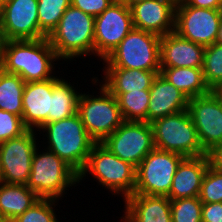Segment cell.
Wrapping results in <instances>:
<instances>
[{"label": "cell", "instance_id": "9", "mask_svg": "<svg viewBox=\"0 0 222 222\" xmlns=\"http://www.w3.org/2000/svg\"><path fill=\"white\" fill-rule=\"evenodd\" d=\"M184 158L180 154L154 148L136 168L134 194L167 196Z\"/></svg>", "mask_w": 222, "mask_h": 222}, {"label": "cell", "instance_id": "47", "mask_svg": "<svg viewBox=\"0 0 222 222\" xmlns=\"http://www.w3.org/2000/svg\"><path fill=\"white\" fill-rule=\"evenodd\" d=\"M219 11H220L221 19H222V2H221V4H220V9H219Z\"/></svg>", "mask_w": 222, "mask_h": 222}, {"label": "cell", "instance_id": "32", "mask_svg": "<svg viewBox=\"0 0 222 222\" xmlns=\"http://www.w3.org/2000/svg\"><path fill=\"white\" fill-rule=\"evenodd\" d=\"M55 200L40 198L12 222H59L52 207Z\"/></svg>", "mask_w": 222, "mask_h": 222}, {"label": "cell", "instance_id": "38", "mask_svg": "<svg viewBox=\"0 0 222 222\" xmlns=\"http://www.w3.org/2000/svg\"><path fill=\"white\" fill-rule=\"evenodd\" d=\"M215 43H218V44L222 45V19H221L220 24H219L218 34H217Z\"/></svg>", "mask_w": 222, "mask_h": 222}, {"label": "cell", "instance_id": "35", "mask_svg": "<svg viewBox=\"0 0 222 222\" xmlns=\"http://www.w3.org/2000/svg\"><path fill=\"white\" fill-rule=\"evenodd\" d=\"M202 222H222V202L202 204Z\"/></svg>", "mask_w": 222, "mask_h": 222}, {"label": "cell", "instance_id": "30", "mask_svg": "<svg viewBox=\"0 0 222 222\" xmlns=\"http://www.w3.org/2000/svg\"><path fill=\"white\" fill-rule=\"evenodd\" d=\"M202 204L198 196L170 200L172 222H202Z\"/></svg>", "mask_w": 222, "mask_h": 222}, {"label": "cell", "instance_id": "18", "mask_svg": "<svg viewBox=\"0 0 222 222\" xmlns=\"http://www.w3.org/2000/svg\"><path fill=\"white\" fill-rule=\"evenodd\" d=\"M53 90V78L45 81L27 82L22 97V122L27 129H40L49 123V111Z\"/></svg>", "mask_w": 222, "mask_h": 222}, {"label": "cell", "instance_id": "8", "mask_svg": "<svg viewBox=\"0 0 222 222\" xmlns=\"http://www.w3.org/2000/svg\"><path fill=\"white\" fill-rule=\"evenodd\" d=\"M100 87L98 97L81 93L77 109L85 130L96 143L103 142L124 121L117 98L103 85Z\"/></svg>", "mask_w": 222, "mask_h": 222}, {"label": "cell", "instance_id": "27", "mask_svg": "<svg viewBox=\"0 0 222 222\" xmlns=\"http://www.w3.org/2000/svg\"><path fill=\"white\" fill-rule=\"evenodd\" d=\"M149 98V90L122 93L117 100L123 120L147 122Z\"/></svg>", "mask_w": 222, "mask_h": 222}, {"label": "cell", "instance_id": "39", "mask_svg": "<svg viewBox=\"0 0 222 222\" xmlns=\"http://www.w3.org/2000/svg\"><path fill=\"white\" fill-rule=\"evenodd\" d=\"M222 100V82L212 90Z\"/></svg>", "mask_w": 222, "mask_h": 222}, {"label": "cell", "instance_id": "42", "mask_svg": "<svg viewBox=\"0 0 222 222\" xmlns=\"http://www.w3.org/2000/svg\"><path fill=\"white\" fill-rule=\"evenodd\" d=\"M12 0H0V8H2L5 4L9 3Z\"/></svg>", "mask_w": 222, "mask_h": 222}, {"label": "cell", "instance_id": "7", "mask_svg": "<svg viewBox=\"0 0 222 222\" xmlns=\"http://www.w3.org/2000/svg\"><path fill=\"white\" fill-rule=\"evenodd\" d=\"M38 153L36 148L27 186L40 198L56 199L67 187L79 183V174L54 152Z\"/></svg>", "mask_w": 222, "mask_h": 222}, {"label": "cell", "instance_id": "33", "mask_svg": "<svg viewBox=\"0 0 222 222\" xmlns=\"http://www.w3.org/2000/svg\"><path fill=\"white\" fill-rule=\"evenodd\" d=\"M26 130L20 116L0 109V143L18 137Z\"/></svg>", "mask_w": 222, "mask_h": 222}, {"label": "cell", "instance_id": "34", "mask_svg": "<svg viewBox=\"0 0 222 222\" xmlns=\"http://www.w3.org/2000/svg\"><path fill=\"white\" fill-rule=\"evenodd\" d=\"M113 3L112 0H71V6L93 17L102 14Z\"/></svg>", "mask_w": 222, "mask_h": 222}, {"label": "cell", "instance_id": "22", "mask_svg": "<svg viewBox=\"0 0 222 222\" xmlns=\"http://www.w3.org/2000/svg\"><path fill=\"white\" fill-rule=\"evenodd\" d=\"M105 80L102 84L112 95L118 98L122 93L149 90L160 71L139 69L104 68ZM106 78V79H105Z\"/></svg>", "mask_w": 222, "mask_h": 222}, {"label": "cell", "instance_id": "19", "mask_svg": "<svg viewBox=\"0 0 222 222\" xmlns=\"http://www.w3.org/2000/svg\"><path fill=\"white\" fill-rule=\"evenodd\" d=\"M149 93L147 123L187 110L189 98L161 74L154 78Z\"/></svg>", "mask_w": 222, "mask_h": 222}, {"label": "cell", "instance_id": "13", "mask_svg": "<svg viewBox=\"0 0 222 222\" xmlns=\"http://www.w3.org/2000/svg\"><path fill=\"white\" fill-rule=\"evenodd\" d=\"M220 11L188 6L180 3L175 8V29L180 37L206 46L216 42Z\"/></svg>", "mask_w": 222, "mask_h": 222}, {"label": "cell", "instance_id": "16", "mask_svg": "<svg viewBox=\"0 0 222 222\" xmlns=\"http://www.w3.org/2000/svg\"><path fill=\"white\" fill-rule=\"evenodd\" d=\"M176 5L170 0H144L130 7L136 29L164 36L174 32Z\"/></svg>", "mask_w": 222, "mask_h": 222}, {"label": "cell", "instance_id": "17", "mask_svg": "<svg viewBox=\"0 0 222 222\" xmlns=\"http://www.w3.org/2000/svg\"><path fill=\"white\" fill-rule=\"evenodd\" d=\"M206 47L180 37L176 32L161 36L160 66L173 67H203Z\"/></svg>", "mask_w": 222, "mask_h": 222}, {"label": "cell", "instance_id": "43", "mask_svg": "<svg viewBox=\"0 0 222 222\" xmlns=\"http://www.w3.org/2000/svg\"><path fill=\"white\" fill-rule=\"evenodd\" d=\"M172 1L175 5L183 3L185 0H170Z\"/></svg>", "mask_w": 222, "mask_h": 222}, {"label": "cell", "instance_id": "40", "mask_svg": "<svg viewBox=\"0 0 222 222\" xmlns=\"http://www.w3.org/2000/svg\"><path fill=\"white\" fill-rule=\"evenodd\" d=\"M144 0H126L124 3L128 6L131 7L132 5H134L135 3L141 2Z\"/></svg>", "mask_w": 222, "mask_h": 222}, {"label": "cell", "instance_id": "46", "mask_svg": "<svg viewBox=\"0 0 222 222\" xmlns=\"http://www.w3.org/2000/svg\"><path fill=\"white\" fill-rule=\"evenodd\" d=\"M113 2L124 3L126 0H112Z\"/></svg>", "mask_w": 222, "mask_h": 222}, {"label": "cell", "instance_id": "21", "mask_svg": "<svg viewBox=\"0 0 222 222\" xmlns=\"http://www.w3.org/2000/svg\"><path fill=\"white\" fill-rule=\"evenodd\" d=\"M124 222H172L167 196L133 194L125 199Z\"/></svg>", "mask_w": 222, "mask_h": 222}, {"label": "cell", "instance_id": "28", "mask_svg": "<svg viewBox=\"0 0 222 222\" xmlns=\"http://www.w3.org/2000/svg\"><path fill=\"white\" fill-rule=\"evenodd\" d=\"M71 0H38L40 31L48 37L57 27Z\"/></svg>", "mask_w": 222, "mask_h": 222}, {"label": "cell", "instance_id": "45", "mask_svg": "<svg viewBox=\"0 0 222 222\" xmlns=\"http://www.w3.org/2000/svg\"><path fill=\"white\" fill-rule=\"evenodd\" d=\"M2 170H1V163H0V184L2 183Z\"/></svg>", "mask_w": 222, "mask_h": 222}, {"label": "cell", "instance_id": "11", "mask_svg": "<svg viewBox=\"0 0 222 222\" xmlns=\"http://www.w3.org/2000/svg\"><path fill=\"white\" fill-rule=\"evenodd\" d=\"M133 28L130 7L114 2L95 17L94 54L104 60Z\"/></svg>", "mask_w": 222, "mask_h": 222}, {"label": "cell", "instance_id": "4", "mask_svg": "<svg viewBox=\"0 0 222 222\" xmlns=\"http://www.w3.org/2000/svg\"><path fill=\"white\" fill-rule=\"evenodd\" d=\"M87 172L96 178L100 185L110 189L113 194H120L124 200L134 194L136 168L114 155L102 143H96L88 156L84 169L79 174V182Z\"/></svg>", "mask_w": 222, "mask_h": 222}, {"label": "cell", "instance_id": "6", "mask_svg": "<svg viewBox=\"0 0 222 222\" xmlns=\"http://www.w3.org/2000/svg\"><path fill=\"white\" fill-rule=\"evenodd\" d=\"M160 39L157 34L133 28L103 60L105 68L160 71Z\"/></svg>", "mask_w": 222, "mask_h": 222}, {"label": "cell", "instance_id": "12", "mask_svg": "<svg viewBox=\"0 0 222 222\" xmlns=\"http://www.w3.org/2000/svg\"><path fill=\"white\" fill-rule=\"evenodd\" d=\"M34 129L0 143L2 181L26 185L31 173L33 154L37 148Z\"/></svg>", "mask_w": 222, "mask_h": 222}, {"label": "cell", "instance_id": "36", "mask_svg": "<svg viewBox=\"0 0 222 222\" xmlns=\"http://www.w3.org/2000/svg\"><path fill=\"white\" fill-rule=\"evenodd\" d=\"M188 6L206 8V9H220L221 2L219 0H185Z\"/></svg>", "mask_w": 222, "mask_h": 222}, {"label": "cell", "instance_id": "24", "mask_svg": "<svg viewBox=\"0 0 222 222\" xmlns=\"http://www.w3.org/2000/svg\"><path fill=\"white\" fill-rule=\"evenodd\" d=\"M160 74L189 99L212 91L205 82L202 67L160 68Z\"/></svg>", "mask_w": 222, "mask_h": 222}, {"label": "cell", "instance_id": "15", "mask_svg": "<svg viewBox=\"0 0 222 222\" xmlns=\"http://www.w3.org/2000/svg\"><path fill=\"white\" fill-rule=\"evenodd\" d=\"M187 110L203 150L208 154L222 144V100L213 92L189 99Z\"/></svg>", "mask_w": 222, "mask_h": 222}, {"label": "cell", "instance_id": "29", "mask_svg": "<svg viewBox=\"0 0 222 222\" xmlns=\"http://www.w3.org/2000/svg\"><path fill=\"white\" fill-rule=\"evenodd\" d=\"M206 84L211 90L222 82V45L213 43L206 46L202 67Z\"/></svg>", "mask_w": 222, "mask_h": 222}, {"label": "cell", "instance_id": "2", "mask_svg": "<svg viewBox=\"0 0 222 222\" xmlns=\"http://www.w3.org/2000/svg\"><path fill=\"white\" fill-rule=\"evenodd\" d=\"M40 129L47 131V149L80 174L96 141L85 130L79 114L46 123Z\"/></svg>", "mask_w": 222, "mask_h": 222}, {"label": "cell", "instance_id": "26", "mask_svg": "<svg viewBox=\"0 0 222 222\" xmlns=\"http://www.w3.org/2000/svg\"><path fill=\"white\" fill-rule=\"evenodd\" d=\"M25 82L17 75L0 68V109L22 118Z\"/></svg>", "mask_w": 222, "mask_h": 222}, {"label": "cell", "instance_id": "10", "mask_svg": "<svg viewBox=\"0 0 222 222\" xmlns=\"http://www.w3.org/2000/svg\"><path fill=\"white\" fill-rule=\"evenodd\" d=\"M114 155L135 168L154 146L153 131L145 121H123L103 142Z\"/></svg>", "mask_w": 222, "mask_h": 222}, {"label": "cell", "instance_id": "20", "mask_svg": "<svg viewBox=\"0 0 222 222\" xmlns=\"http://www.w3.org/2000/svg\"><path fill=\"white\" fill-rule=\"evenodd\" d=\"M209 165L208 154L185 157L177 168L167 197L176 200L199 196L202 179Z\"/></svg>", "mask_w": 222, "mask_h": 222}, {"label": "cell", "instance_id": "14", "mask_svg": "<svg viewBox=\"0 0 222 222\" xmlns=\"http://www.w3.org/2000/svg\"><path fill=\"white\" fill-rule=\"evenodd\" d=\"M0 34L3 41L46 38L39 29L38 0H12L0 8Z\"/></svg>", "mask_w": 222, "mask_h": 222}, {"label": "cell", "instance_id": "3", "mask_svg": "<svg viewBox=\"0 0 222 222\" xmlns=\"http://www.w3.org/2000/svg\"><path fill=\"white\" fill-rule=\"evenodd\" d=\"M94 25L95 17L70 5L47 37L59 60L94 54Z\"/></svg>", "mask_w": 222, "mask_h": 222}, {"label": "cell", "instance_id": "25", "mask_svg": "<svg viewBox=\"0 0 222 222\" xmlns=\"http://www.w3.org/2000/svg\"><path fill=\"white\" fill-rule=\"evenodd\" d=\"M73 88L70 82L53 77L49 123L69 118L77 113L80 94Z\"/></svg>", "mask_w": 222, "mask_h": 222}, {"label": "cell", "instance_id": "41", "mask_svg": "<svg viewBox=\"0 0 222 222\" xmlns=\"http://www.w3.org/2000/svg\"><path fill=\"white\" fill-rule=\"evenodd\" d=\"M2 43H3V39H2V36L0 34V68H1V56H2Z\"/></svg>", "mask_w": 222, "mask_h": 222}, {"label": "cell", "instance_id": "31", "mask_svg": "<svg viewBox=\"0 0 222 222\" xmlns=\"http://www.w3.org/2000/svg\"><path fill=\"white\" fill-rule=\"evenodd\" d=\"M198 197L202 203L222 202V171L211 164L203 176Z\"/></svg>", "mask_w": 222, "mask_h": 222}, {"label": "cell", "instance_id": "5", "mask_svg": "<svg viewBox=\"0 0 222 222\" xmlns=\"http://www.w3.org/2000/svg\"><path fill=\"white\" fill-rule=\"evenodd\" d=\"M150 124L156 149L174 152L184 157L207 155L188 110L157 118Z\"/></svg>", "mask_w": 222, "mask_h": 222}, {"label": "cell", "instance_id": "1", "mask_svg": "<svg viewBox=\"0 0 222 222\" xmlns=\"http://www.w3.org/2000/svg\"><path fill=\"white\" fill-rule=\"evenodd\" d=\"M59 58L49 40H7L2 43L1 69L19 75L25 83L53 78V62Z\"/></svg>", "mask_w": 222, "mask_h": 222}, {"label": "cell", "instance_id": "37", "mask_svg": "<svg viewBox=\"0 0 222 222\" xmlns=\"http://www.w3.org/2000/svg\"><path fill=\"white\" fill-rule=\"evenodd\" d=\"M210 164L217 170L222 171V144L216 146L208 153Z\"/></svg>", "mask_w": 222, "mask_h": 222}, {"label": "cell", "instance_id": "23", "mask_svg": "<svg viewBox=\"0 0 222 222\" xmlns=\"http://www.w3.org/2000/svg\"><path fill=\"white\" fill-rule=\"evenodd\" d=\"M40 197L27 185L0 184V216L13 221Z\"/></svg>", "mask_w": 222, "mask_h": 222}, {"label": "cell", "instance_id": "44", "mask_svg": "<svg viewBox=\"0 0 222 222\" xmlns=\"http://www.w3.org/2000/svg\"><path fill=\"white\" fill-rule=\"evenodd\" d=\"M0 222H11V221L9 219H6L0 216Z\"/></svg>", "mask_w": 222, "mask_h": 222}]
</instances>
